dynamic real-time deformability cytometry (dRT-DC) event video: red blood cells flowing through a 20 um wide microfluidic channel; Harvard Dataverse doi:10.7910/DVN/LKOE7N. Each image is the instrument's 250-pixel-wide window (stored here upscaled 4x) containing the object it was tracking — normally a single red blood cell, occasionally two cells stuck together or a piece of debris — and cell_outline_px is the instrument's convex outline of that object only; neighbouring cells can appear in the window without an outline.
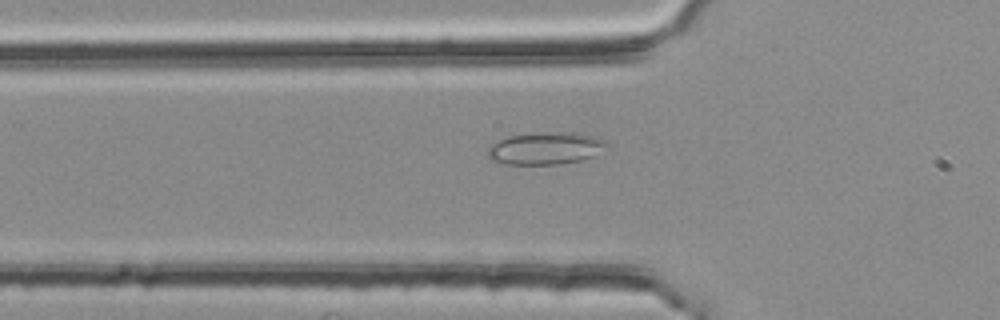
{"species": "common noctule bat (a hibernating species)", "species_latin": "Nyctalus noctula", "temperature_condition": "room temperature", "stored_images_in_passage": 40, "camera_frame_rate_fps": 3000, "um_per_image_px": 0.085, "animal": {"sex": "female", "body_mass_g": 25.1}, "frame": {"image": 1, "passage_image": 10, "time_ms": 3.0, "image_size_px": [1000, 320], "cell_outline_px": [[608, 144], [592, 156], [580, 160], [556, 164], [496, 164], [488, 156], [488, 148], [492, 144], [508, 136], [540, 132], [572, 132], [592, 136], [604, 140]], "centroid_in_image_um": [46.3, 12.61], "position_along_channel_um": 79.5, "area_um2": 22.14}}
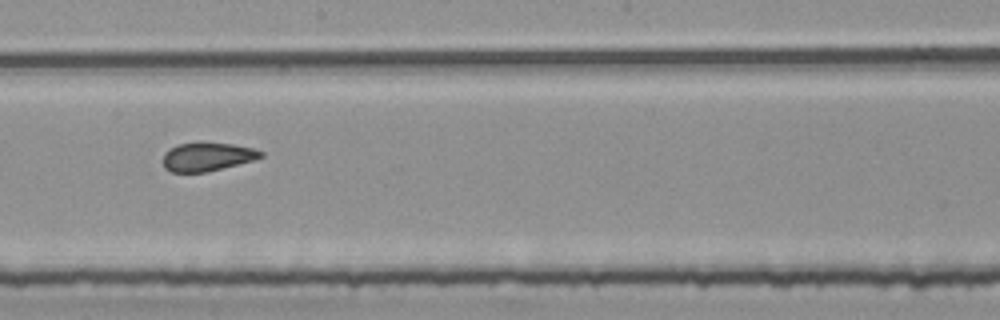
{"frame": {"image": 2, "passage_image": 22, "time_ms": 7.0, "image_size_px": [1000, 320], "cell_outline_px": [[264, 156], [252, 160], [204, 172], [172, 172], [164, 168], [164, 152], [176, 144], [200, 140], [232, 144], [252, 148], [264, 152]], "centroid_in_image_um": [17.57, 13.28], "position_along_channel_um": 230.6, "area_um2": 16.47}}
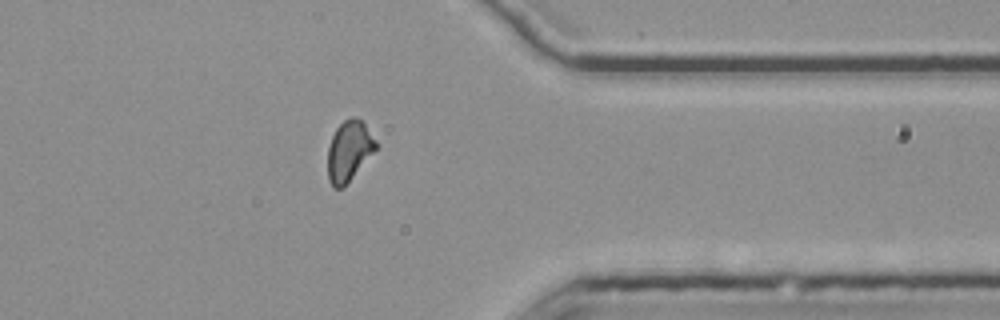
{"frame": {"image": 3, "passage_image": 35, "time_ms": 11.333, "image_size_px": [1000, 320], "cell_outline_px": [[380, 144], [344, 188], [332, 188], [328, 180], [328, 148], [332, 136], [336, 128], [344, 120], [352, 116], [364, 120]], "centroid_in_image_um": [29.7, 12.81], "position_along_channel_um": 381.7, "area_um2": 17.4}, "authors_computed_cell_mechanics": {"area_um2": 17.1666, "velocity_mm_per_s": 3.7651, "shape_relaxation_time_tau1_ms": null, "shape_relaxation_time_tau2_ms": 1.295, "deformation_change_tau1": null, "deformation_change_tau2": 0.0832}}